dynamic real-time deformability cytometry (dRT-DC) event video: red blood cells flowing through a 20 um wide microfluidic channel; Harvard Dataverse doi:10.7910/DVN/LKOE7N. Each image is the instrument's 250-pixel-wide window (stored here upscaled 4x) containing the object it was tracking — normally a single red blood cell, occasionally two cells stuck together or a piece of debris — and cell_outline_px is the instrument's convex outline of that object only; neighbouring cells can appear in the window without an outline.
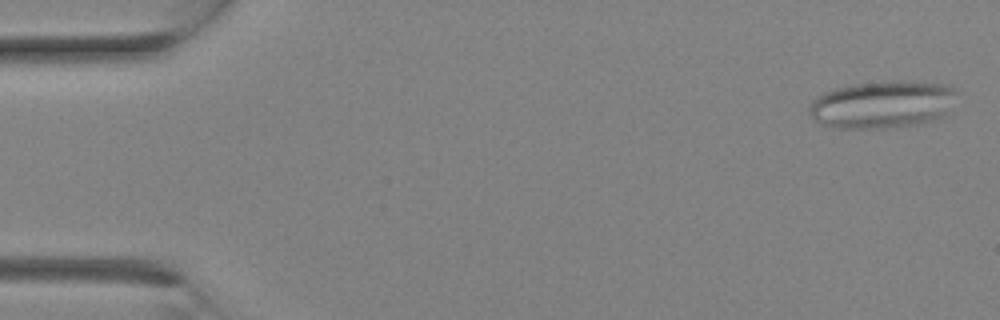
{"species": "Egyptian fruit bat (a non-hibernating species)", "species_latin": "Rousettus aegyptiacus", "temperature_condition": "room temperature", "stored_images_in_passage": 27, "camera_frame_rate_fps": 3000, "um_per_image_px": 0.085, "animal": {"sex": "female"}, "frame": {"image": 1, "passage_image": 1, "time_ms": 0.0, "image_size_px": [1000, 320], "cell_outline_px": [[956, 92], [944, 112], [940, 116], [920, 124], [888, 128], [832, 128], [820, 124], [808, 112], [808, 108], [812, 100], [816, 96], [824, 92], [836, 88], [856, 84], [896, 80], [912, 80], [944, 84], [956, 88]], "centroid_in_image_um": [74.93, 8.87], "position_along_channel_um": 10.1, "area_um2": 40.69}}
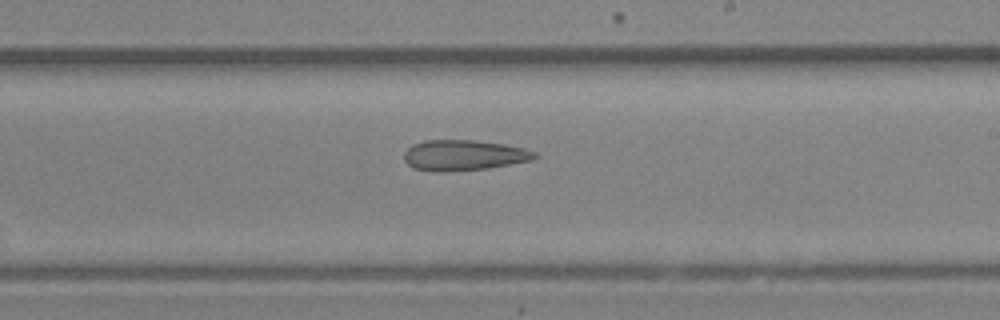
{"frame": {"image": 2, "passage_image": 16, "time_ms": 5.0, "image_size_px": [1000, 320], "cell_outline_px": [[540, 156], [532, 160], [488, 168], [444, 172], [432, 172], [412, 168], [404, 160], [404, 152], [412, 144], [424, 140], [472, 140], [504, 144], [524, 148], [536, 152]], "centroid_in_image_um": [39.4, 13.2], "position_along_channel_um": 249.6, "area_um2": 23.47}}
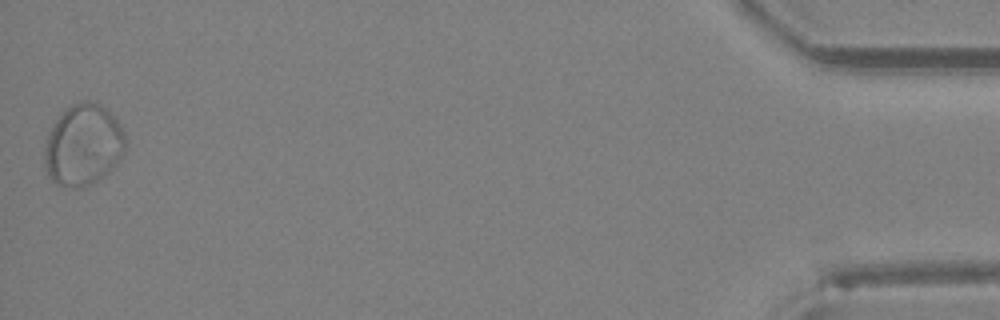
{"frame": {"image": 3, "passage_image": 27, "time_ms": 8.667, "image_size_px": [1000, 320], "cell_outline_px": [[128, 144], [124, 156], [104, 176], [84, 188], [76, 188], [56, 184], [48, 176], [44, 168], [44, 148], [48, 132], [56, 120], [72, 104], [80, 100], [88, 100], [100, 104], [116, 120], [124, 132]], "centroid_in_image_um": [7.08, 12.35], "position_along_channel_um": 428.1, "area_um2": 38.73}}